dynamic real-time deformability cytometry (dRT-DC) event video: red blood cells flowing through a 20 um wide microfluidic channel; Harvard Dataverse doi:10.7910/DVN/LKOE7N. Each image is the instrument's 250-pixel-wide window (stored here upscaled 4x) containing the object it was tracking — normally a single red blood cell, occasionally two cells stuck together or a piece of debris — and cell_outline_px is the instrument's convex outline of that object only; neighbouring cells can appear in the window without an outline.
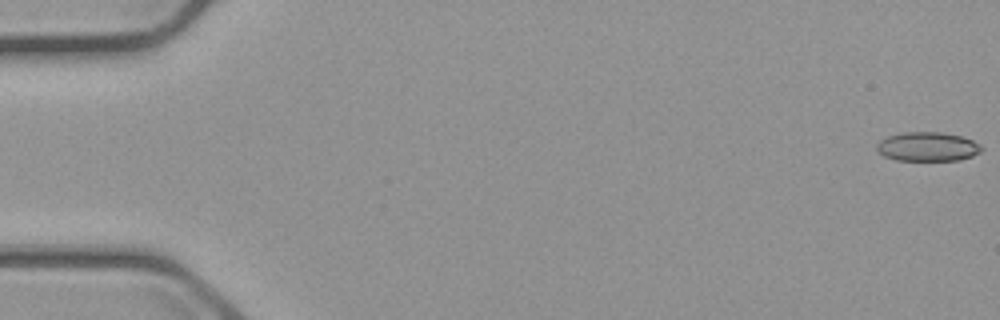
{"species": "common noctule bat (a hibernating species)", "species_latin": "Nyctalus noctula", "temperature_condition": "cold", "stored_images_in_passage": 8, "camera_frame_rate_fps": 3000, "um_per_image_px": 0.085, "animal": {"sex": "male", "body_mass_g": 23.1, "forearm_length_mm": 52.7}, "frame": {"image": 1, "passage_image": 1, "time_ms": 0.0, "image_size_px": [1000, 320], "cell_outline_px": [[984, 148], [980, 152], [972, 156], [960, 160], [896, 160], [884, 156], [876, 148], [876, 144], [880, 140], [888, 136], [904, 132], [940, 132], [960, 136], [972, 140], [980, 144]], "centroid_in_image_um": [78.85, 12.46], "position_along_channel_um": 6.1, "area_um2": 17.74}}
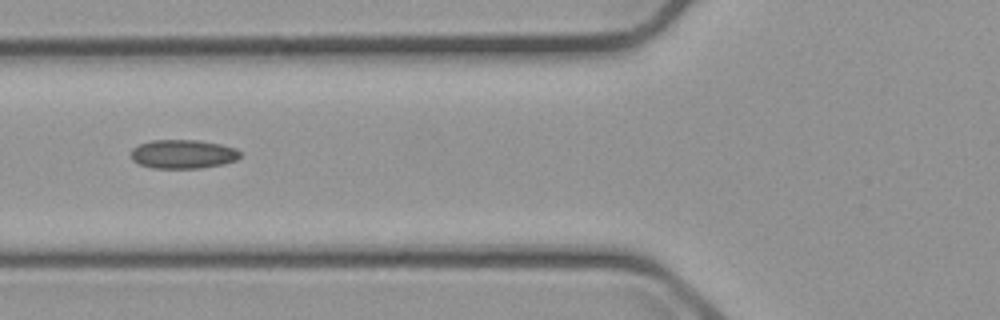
{"frame": {"image": 2, "passage_image": 6, "time_ms": 7.0, "image_size_px": [1000, 320], "cell_outline_px": [[240, 156], [236, 160], [224, 164], [200, 168], [152, 168], [140, 164], [132, 160], [132, 148], [140, 144], [152, 140], [200, 140], [220, 144], [236, 148], [240, 152]], "centroid_in_image_um": [15.57, 13.1], "position_along_channel_um": 110.2, "area_um2": 18.38}}
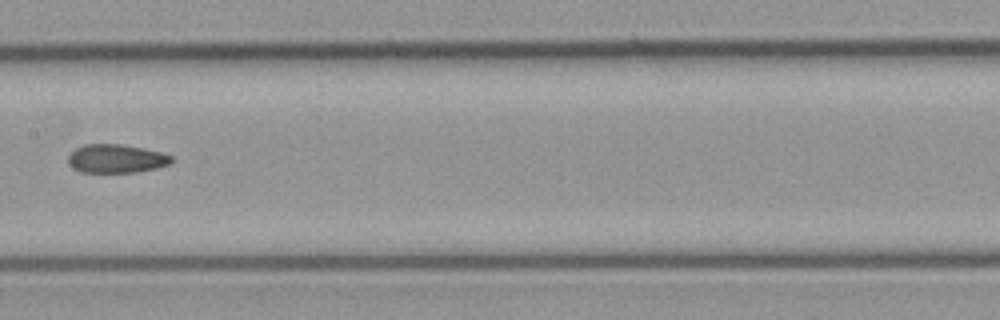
{"frame": {"image": 3, "passage_image": 8, "time_ms": 9.333, "image_size_px": [1000, 320], "cell_outline_px": [[172, 160], [168, 164], [156, 168], [136, 172], [80, 172], [72, 168], [68, 164], [68, 156], [76, 148], [84, 144], [120, 144], [144, 148], [160, 152], [172, 156]], "centroid_in_image_um": [9.84, 13.48], "position_along_channel_um": 197.6, "area_um2": 17.17}}